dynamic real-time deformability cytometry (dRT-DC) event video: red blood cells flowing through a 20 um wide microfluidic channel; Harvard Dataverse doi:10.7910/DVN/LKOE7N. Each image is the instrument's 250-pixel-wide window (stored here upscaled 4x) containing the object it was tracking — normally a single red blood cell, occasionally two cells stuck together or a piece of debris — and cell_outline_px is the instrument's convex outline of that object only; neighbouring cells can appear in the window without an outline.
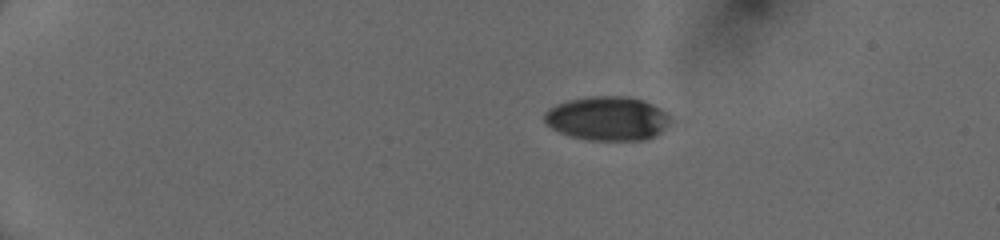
{"species": "human", "species_latin": "Homo sapiens", "temperature_condition": "cold", "stored_images_in_passage": 42, "camera_frame_rate_fps": 3000, "um_per_image_px": 0.085, "donor": {"sex": "female"}, "frame": {"image": 1, "passage_image": 1, "time_ms": 0.0, "image_size_px": [1000, 240], "cell_outline_px": [[672, 120], [656, 136], [644, 140], [588, 140], [568, 136], [552, 128], [544, 120], [544, 112], [548, 108], [556, 104], [568, 100], [592, 96], [628, 96], [644, 100], [660, 108], [672, 116]], "centroid_in_image_um": [51.64, 10.07], "position_along_channel_um": 33.4, "area_um2": 32.6}}
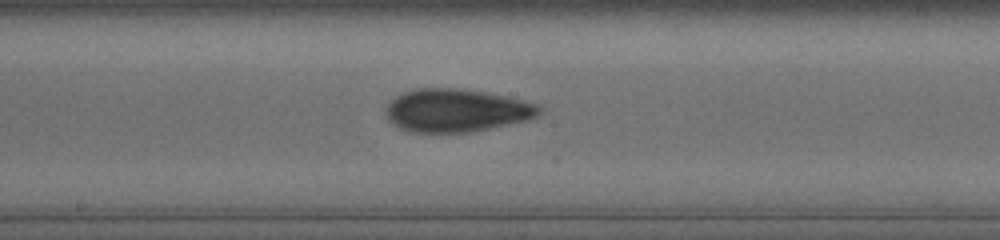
{"frame": {"image": 2, "passage_image": 21, "time_ms": 6.667, "image_size_px": [1000, 240], "cell_outline_px": [[544, 108], [536, 116], [528, 120], [468, 132], [412, 132], [400, 128], [392, 124], [388, 120], [384, 112], [388, 104], [396, 96], [404, 92], [416, 88], [456, 88], [484, 92], [508, 96], [540, 104]], "centroid_in_image_um": [38.8, 9.38], "position_along_channel_um": 209.4, "area_um2": 38.49}}
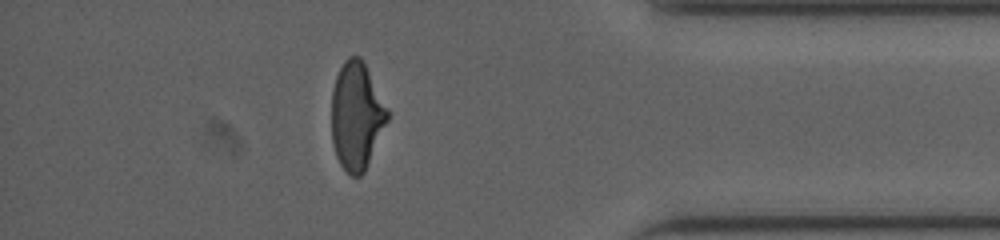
{"frame": {"image": 3, "passage_image": 37, "time_ms": 12.0, "image_size_px": [1000, 240], "cell_outline_px": [[388, 120], [364, 172], [360, 176], [352, 176], [340, 164], [336, 156], [332, 140], [332, 92], [336, 76], [344, 60], [348, 56], [360, 56], [388, 108]], "centroid_in_image_um": [30.3, 9.84], "position_along_channel_um": 404.9, "area_um2": 34.68}, "authors_computed_cell_mechanics": {"area_um2": 35.9227, "velocity_mm_per_s": 4.0702, "shape_relaxation_time_tau1_ms": 4.7035, "shape_relaxation_time_tau2_ms": 1.9716, "deformation_change_tau1": 0.172, "deformation_change_tau2": 0.0829}}